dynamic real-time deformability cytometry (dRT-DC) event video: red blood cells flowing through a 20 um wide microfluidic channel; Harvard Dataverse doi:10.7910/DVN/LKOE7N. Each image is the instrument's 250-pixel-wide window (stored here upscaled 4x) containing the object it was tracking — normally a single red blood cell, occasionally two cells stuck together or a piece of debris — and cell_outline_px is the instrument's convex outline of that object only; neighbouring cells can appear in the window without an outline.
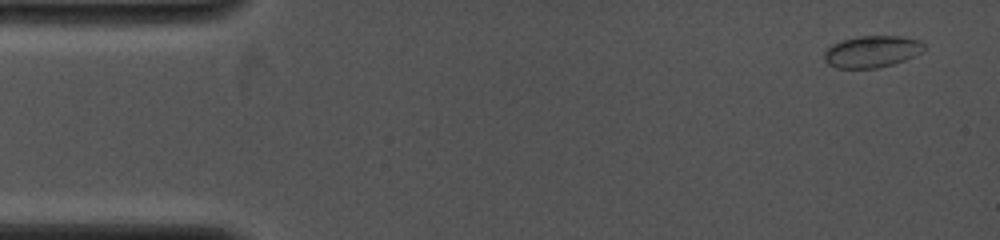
{"species": "common noctule bat (a hibernating species)", "species_latin": "Nyctalus noctula", "temperature_condition": "cold", "stored_images_in_passage": 5, "camera_frame_rate_fps": 4000, "um_per_image_px": 0.085, "animal": {"sex": "female", "body_mass_g": 19.0, "forearm_length_mm": 53.3}, "frame": {"image": 1, "passage_image": 1, "time_ms": 0.0, "image_size_px": [1000, 240], "cell_outline_px": [[924, 52], [904, 60], [892, 64], [876, 68], [836, 68], [828, 64], [824, 60], [824, 52], [832, 44], [840, 40], [860, 36], [900, 36], [920, 40], [924, 44]], "centroid_in_image_um": [74.11, 4.38], "position_along_channel_um": 10.9, "area_um2": 18.55}}
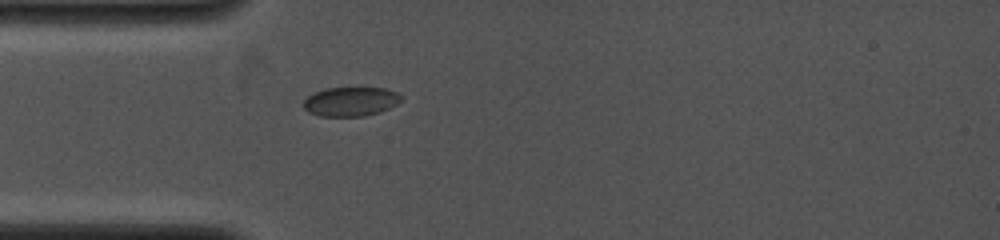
{"frame": {"image": 2, "passage_image": 5, "time_ms": 3.5, "image_size_px": [1000, 240], "cell_outline_px": [[404, 100], [380, 112], [364, 116], [320, 116], [308, 112], [304, 108], [304, 100], [308, 96], [324, 88], [384, 88], [396, 92], [404, 96]], "centroid_in_image_um": [29.84, 8.63], "position_along_channel_um": 55.2, "area_um2": 16.65}}